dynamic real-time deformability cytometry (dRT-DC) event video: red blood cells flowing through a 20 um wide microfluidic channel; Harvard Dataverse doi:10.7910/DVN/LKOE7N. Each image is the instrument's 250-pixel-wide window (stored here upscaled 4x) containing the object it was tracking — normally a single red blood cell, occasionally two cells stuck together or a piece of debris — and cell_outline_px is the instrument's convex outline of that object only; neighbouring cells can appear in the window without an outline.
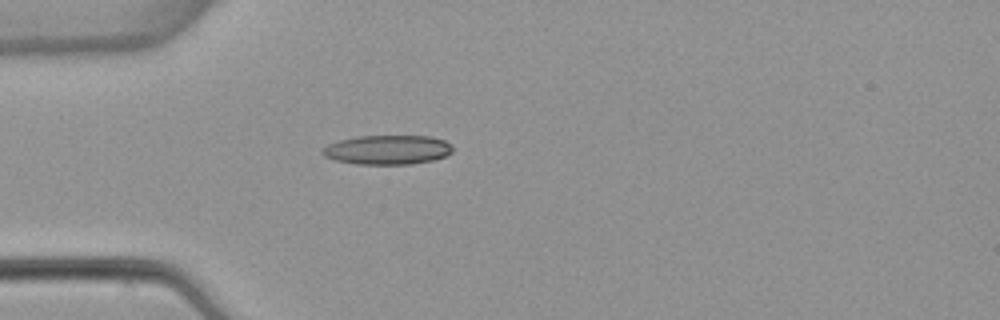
{"species": "common noctule bat (a hibernating species)", "species_latin": "Nyctalus noctula", "temperature_condition": "warm", "stored_images_in_passage": 1, "camera_frame_rate_fps": 3000, "um_per_image_px": 0.085, "animal": {"sex": "female", "body_mass_g": 22.7, "forearm_length_mm": 54.2}, "frame": {"image": 1, "passage_image": 1, "time_ms": 0.0, "image_size_px": [1000, 320], "cell_outline_px": [[452, 152], [444, 156], [432, 160], [412, 164], [356, 164], [336, 160], [324, 156], [320, 152], [328, 144], [340, 140], [360, 136], [428, 136], [444, 140], [452, 144]], "centroid_in_image_um": [32.94, 12.73], "position_along_channel_um": 52.1, "area_um2": 22.14}}